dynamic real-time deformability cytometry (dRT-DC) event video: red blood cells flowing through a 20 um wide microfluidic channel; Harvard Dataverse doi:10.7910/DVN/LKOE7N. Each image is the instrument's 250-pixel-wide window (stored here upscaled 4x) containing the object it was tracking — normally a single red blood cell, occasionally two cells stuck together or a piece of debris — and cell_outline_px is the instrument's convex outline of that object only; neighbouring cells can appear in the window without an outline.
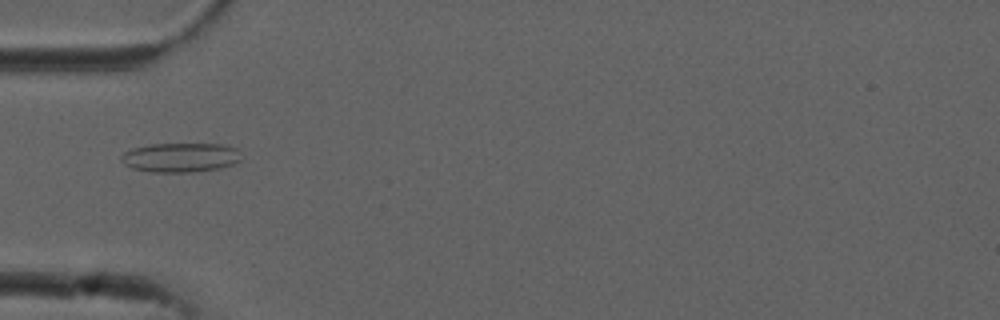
{"species": "common noctule bat (a hibernating species)", "species_latin": "Nyctalus noctula", "temperature_condition": "cold", "stored_images_in_passage": 5, "camera_frame_rate_fps": 3000, "um_per_image_px": 0.085, "animal": {"sex": "male", "forearm_length_mm": 52.5}, "frame": {"image": 1, "passage_image": 5, "time_ms": 1.333, "image_size_px": [1000, 320], "cell_outline_px": [[240, 160], [236, 164], [220, 168], [192, 172], [152, 172], [132, 168], [124, 164], [120, 160], [120, 156], [124, 152], [132, 148], [152, 144], [224, 144], [240, 148]], "centroid_in_image_um": [15.37, 13.38], "position_along_channel_um": 69.6, "area_um2": 20.81}}